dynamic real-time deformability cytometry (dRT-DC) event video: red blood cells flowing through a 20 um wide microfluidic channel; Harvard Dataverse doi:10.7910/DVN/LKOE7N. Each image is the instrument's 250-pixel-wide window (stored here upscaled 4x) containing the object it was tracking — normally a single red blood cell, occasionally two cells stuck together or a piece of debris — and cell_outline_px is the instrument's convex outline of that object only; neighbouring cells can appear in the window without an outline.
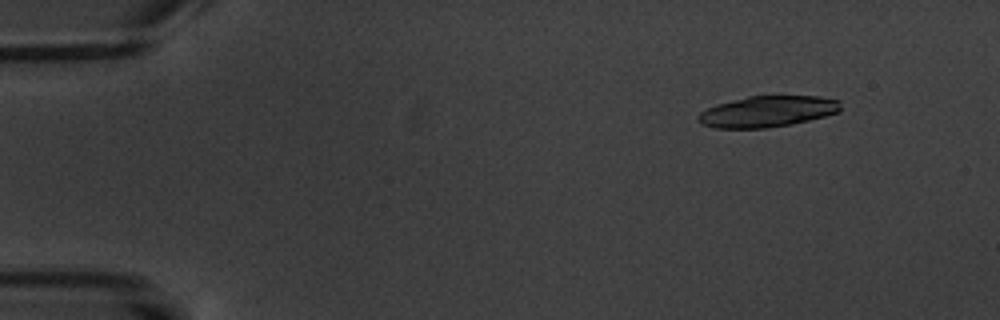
{"species": "common noctule bat (a hibernating species)", "species_latin": "Nyctalus noctula", "temperature_condition": "warm", "stored_images_in_passage": 4, "camera_frame_rate_fps": 3000, "um_per_image_px": 0.085, "animal": {"sex": "male", "body_mass_g": 20.1, "forearm_length_mm": 53.5}, "frame": {"image": 1, "passage_image": 2, "time_ms": 2.0, "image_size_px": [1000, 320], "cell_outline_px": [[840, 112], [792, 124], [764, 128], [712, 128], [700, 124], [696, 120], [696, 116], [700, 112], [716, 104], [748, 96], [820, 96], [840, 100]], "centroid_in_image_um": [65.2, 9.48], "position_along_channel_um": 19.8, "area_um2": 25.95}}